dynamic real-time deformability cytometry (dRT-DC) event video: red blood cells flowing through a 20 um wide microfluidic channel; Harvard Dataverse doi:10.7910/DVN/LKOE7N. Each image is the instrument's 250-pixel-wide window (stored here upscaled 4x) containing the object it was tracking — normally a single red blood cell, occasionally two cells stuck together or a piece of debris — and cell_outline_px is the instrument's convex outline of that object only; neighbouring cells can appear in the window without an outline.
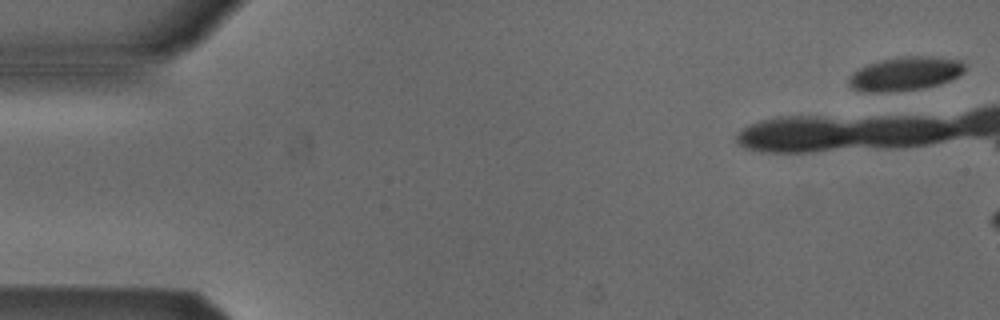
{"species": "Egyptian fruit bat (a non-hibernating species)", "species_latin": "Rousettus aegyptiacus", "temperature_condition": "cold", "stored_images_in_passage": 5, "camera_frame_rate_fps": 3000, "um_per_image_px": 0.085, "animal": {"sex": "male"}, "frame": {"image": 1, "passage_image": 1, "time_ms": 0.0, "image_size_px": [1000, 320], "cell_outline_px": [[964, 72], [948, 80], [924, 88], [876, 92], [868, 92], [852, 88], [848, 80], [860, 68], [868, 64], [880, 60], [900, 56], [932, 56], [960, 60], [964, 64]], "centroid_in_image_um": [76.96, 6.24], "position_along_channel_um": 8.0, "area_um2": 22.25}}